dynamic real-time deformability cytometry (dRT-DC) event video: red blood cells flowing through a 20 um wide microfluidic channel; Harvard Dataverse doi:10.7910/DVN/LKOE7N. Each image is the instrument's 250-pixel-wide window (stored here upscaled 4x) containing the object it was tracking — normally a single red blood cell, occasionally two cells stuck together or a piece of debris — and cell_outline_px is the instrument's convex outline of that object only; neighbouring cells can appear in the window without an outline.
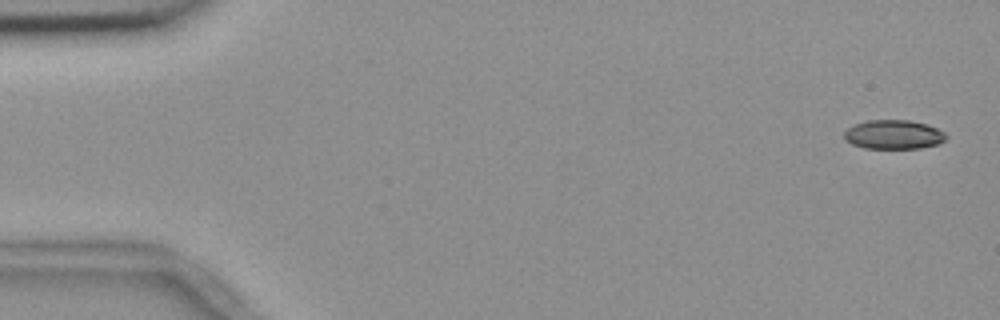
{"species": "common noctule bat (a hibernating species)", "species_latin": "Nyctalus noctula", "temperature_condition": "room temperature", "stored_images_in_passage": 54, "camera_frame_rate_fps": 3000, "um_per_image_px": 0.085, "animal": {"sex": "female", "body_mass_g": 18.4}, "frame": {"image": 1, "passage_image": 1, "time_ms": 0.0, "image_size_px": [1000, 320], "cell_outline_px": [[948, 136], [944, 140], [936, 144], [920, 148], [864, 148], [852, 144], [844, 140], [844, 132], [852, 124], [868, 120], [908, 120], [928, 124], [944, 132]], "centroid_in_image_um": [75.92, 11.43], "position_along_channel_um": 9.1, "area_um2": 17.34}}
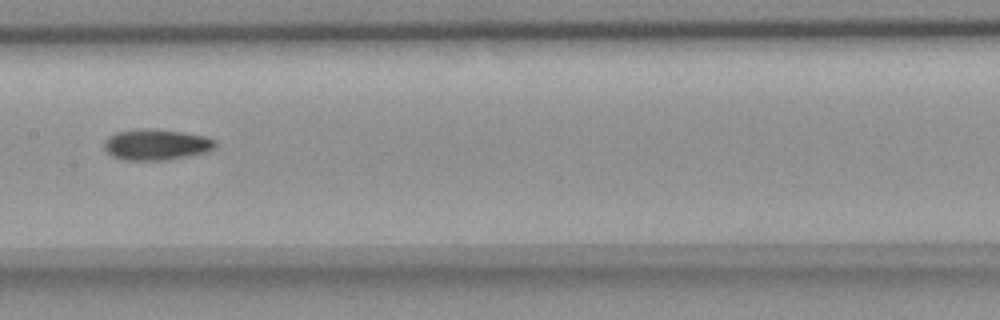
{"frame": {"image": 2, "passage_image": 27, "time_ms": 8.667, "image_size_px": [1000, 320], "cell_outline_px": [[216, 148], [208, 152], [188, 156], [164, 160], [124, 160], [112, 156], [104, 148], [104, 140], [108, 136], [116, 132], [140, 128], [144, 128], [184, 132], [204, 136], [216, 140]], "centroid_in_image_um": [13.29, 12.29], "position_along_channel_um": 194.1, "area_um2": 20.17}}
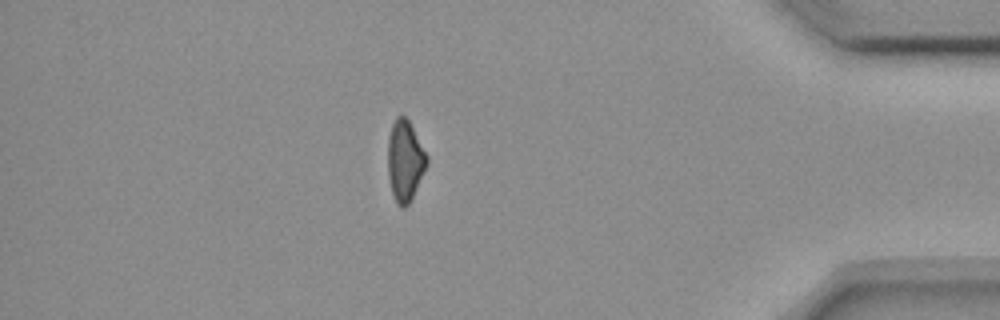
{"frame": {"image": 3, "passage_image": 47, "time_ms": 15.333, "image_size_px": [1000, 320], "cell_outline_px": [[428, 164], [408, 204], [404, 208], [400, 208], [396, 204], [392, 192], [388, 176], [388, 136], [392, 124], [396, 116], [404, 116], [408, 120], [428, 156]], "centroid_in_image_um": [34.41, 13.67], "position_along_channel_um": 400.8, "area_um2": 18.26}, "authors_computed_cell_mechanics": {"area_um2": 18.8428, "velocity_mm_per_s": 3.6983, "shape_relaxation_time_tau1_ms": null, "shape_relaxation_time_tau2_ms": 8.6964, "deformation_change_tau1": null, "deformation_change_tau2": 0.1692}}